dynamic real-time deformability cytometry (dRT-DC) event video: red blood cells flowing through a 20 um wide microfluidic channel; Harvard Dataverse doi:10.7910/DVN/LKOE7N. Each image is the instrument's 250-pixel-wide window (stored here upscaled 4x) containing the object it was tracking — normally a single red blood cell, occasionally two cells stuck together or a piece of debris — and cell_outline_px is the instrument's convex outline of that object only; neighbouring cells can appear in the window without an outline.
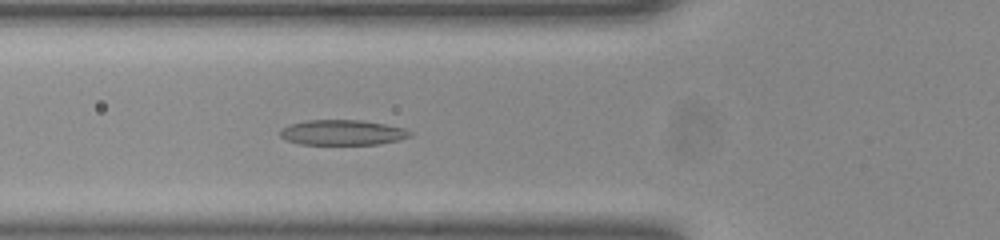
{"species": "common noctule bat (a hibernating species)", "species_latin": "Nyctalus noctula", "temperature_condition": "room temperature", "stored_images_in_passage": 50, "camera_frame_rate_fps": 3000, "um_per_image_px": 0.085, "animal": {"sex": "female", "body_mass_g": 23.0, "forearm_length_mm": 53.4}, "frame": {"image": 1, "passage_image": 18, "time_ms": 5.667, "image_size_px": [1000, 240], "cell_outline_px": [[412, 136], [400, 140], [380, 144], [300, 144], [288, 140], [280, 136], [280, 128], [288, 124], [308, 120], [360, 120], [384, 124], [404, 128], [412, 132]], "centroid_in_image_um": [29.11, 11.26], "position_along_channel_um": 96.7, "area_um2": 19.13}}
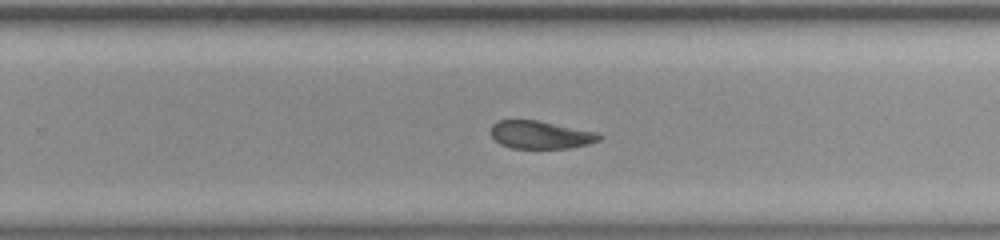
{"frame": {"image": 2, "passage_image": 32, "time_ms": 10.333, "image_size_px": [1000, 240], "cell_outline_px": [[604, 136], [600, 140], [588, 144], [568, 148], [512, 148], [500, 144], [492, 136], [492, 124], [496, 120], [536, 120], [600, 132]], "centroid_in_image_um": [46.0, 11.45], "position_along_channel_um": 283.8, "area_um2": 17.69}}
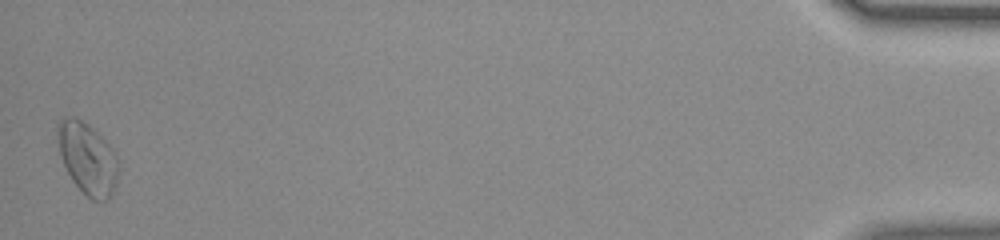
{"frame": {"image": 3, "passage_image": 50, "time_ms": 16.333, "image_size_px": [1000, 240], "cell_outline_px": [[120, 168], [116, 184], [112, 196], [108, 200], [92, 200], [72, 180], [60, 156], [56, 132], [56, 124], [64, 116], [72, 116], [88, 124], [116, 152], [120, 160]], "centroid_in_image_um": [7.46, 13.46], "position_along_channel_um": 427.7, "area_um2": 25.66}, "authors_computed_cell_mechanics": {"area_um2": 19.9121, "velocity_mm_per_s": 4.0086, "shape_relaxation_time_tau1_ms": 6.1737, "shape_relaxation_time_tau2_ms": 2.7596, "deformation_change_tau1": 0.1586, "deformation_change_tau2": 0.0851}}